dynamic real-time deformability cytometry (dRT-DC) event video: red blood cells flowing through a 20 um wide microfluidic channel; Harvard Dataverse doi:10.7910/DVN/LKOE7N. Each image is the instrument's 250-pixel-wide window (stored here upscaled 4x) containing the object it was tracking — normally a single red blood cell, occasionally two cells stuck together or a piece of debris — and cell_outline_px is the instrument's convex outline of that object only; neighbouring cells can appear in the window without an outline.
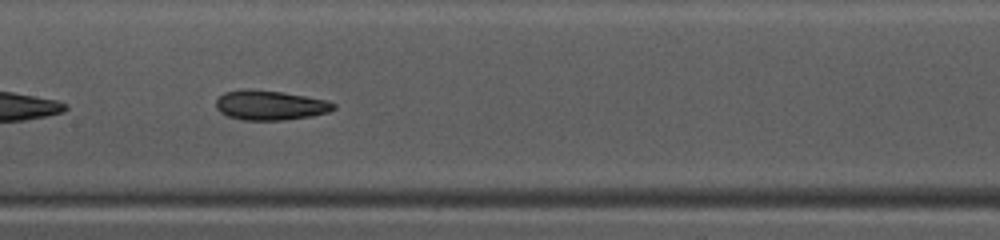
{"species": "common noctule bat (a hibernating species)", "species_latin": "Nyctalus noctula", "temperature_condition": "warm", "stored_images_in_passage": 16, "camera_frame_rate_fps": 3000, "um_per_image_px": 0.085, "animal": {"sex": "female", "body_mass_g": 10.0, "forearm_length_mm": 53.1}, "frame": {"image": 1, "passage_image": 14, "time_ms": 4.333, "image_size_px": [1000, 240], "cell_outline_px": [[336, 108], [328, 112], [312, 116], [284, 120], [244, 120], [228, 116], [220, 112], [216, 108], [216, 100], [224, 92], [248, 88], [252, 88], [284, 92], [328, 100], [336, 104]], "centroid_in_image_um": [22.97, 8.93], "position_along_channel_um": 184.4, "area_um2": 20.58}}